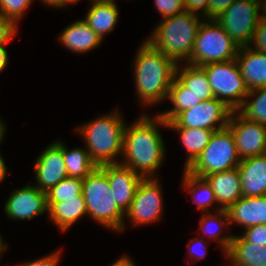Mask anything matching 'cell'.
Here are the masks:
<instances>
[{
  "mask_svg": "<svg viewBox=\"0 0 266 266\" xmlns=\"http://www.w3.org/2000/svg\"><path fill=\"white\" fill-rule=\"evenodd\" d=\"M253 50L266 54V18L261 17L248 45Z\"/></svg>",
  "mask_w": 266,
  "mask_h": 266,
  "instance_id": "836d02e7",
  "label": "cell"
},
{
  "mask_svg": "<svg viewBox=\"0 0 266 266\" xmlns=\"http://www.w3.org/2000/svg\"><path fill=\"white\" fill-rule=\"evenodd\" d=\"M240 162L233 133L226 127L214 131L209 144L187 171L204 178L209 174L235 169Z\"/></svg>",
  "mask_w": 266,
  "mask_h": 266,
  "instance_id": "52a82bcc",
  "label": "cell"
},
{
  "mask_svg": "<svg viewBox=\"0 0 266 266\" xmlns=\"http://www.w3.org/2000/svg\"><path fill=\"white\" fill-rule=\"evenodd\" d=\"M167 99L173 104V108L161 112L159 115L166 121L174 120L181 112L196 107L201 100L191 92L176 76L169 89Z\"/></svg>",
  "mask_w": 266,
  "mask_h": 266,
  "instance_id": "484cf974",
  "label": "cell"
},
{
  "mask_svg": "<svg viewBox=\"0 0 266 266\" xmlns=\"http://www.w3.org/2000/svg\"><path fill=\"white\" fill-rule=\"evenodd\" d=\"M5 215L14 220H31L48 211L46 192L34 185L14 190L4 205Z\"/></svg>",
  "mask_w": 266,
  "mask_h": 266,
  "instance_id": "4fadbf2b",
  "label": "cell"
},
{
  "mask_svg": "<svg viewBox=\"0 0 266 266\" xmlns=\"http://www.w3.org/2000/svg\"><path fill=\"white\" fill-rule=\"evenodd\" d=\"M215 194L220 209L227 210L242 197L238 167L229 171L209 174L204 177Z\"/></svg>",
  "mask_w": 266,
  "mask_h": 266,
  "instance_id": "ac0fdd59",
  "label": "cell"
},
{
  "mask_svg": "<svg viewBox=\"0 0 266 266\" xmlns=\"http://www.w3.org/2000/svg\"><path fill=\"white\" fill-rule=\"evenodd\" d=\"M62 142V156L69 177L85 179L97 165L91 160L87 149H71Z\"/></svg>",
  "mask_w": 266,
  "mask_h": 266,
  "instance_id": "4316f807",
  "label": "cell"
},
{
  "mask_svg": "<svg viewBox=\"0 0 266 266\" xmlns=\"http://www.w3.org/2000/svg\"><path fill=\"white\" fill-rule=\"evenodd\" d=\"M247 242L266 246V224L254 225L245 228V232L241 235Z\"/></svg>",
  "mask_w": 266,
  "mask_h": 266,
  "instance_id": "e575fe53",
  "label": "cell"
},
{
  "mask_svg": "<svg viewBox=\"0 0 266 266\" xmlns=\"http://www.w3.org/2000/svg\"><path fill=\"white\" fill-rule=\"evenodd\" d=\"M108 177L117 206L126 213L134 199L135 191L143 179L134 170L119 164L98 166Z\"/></svg>",
  "mask_w": 266,
  "mask_h": 266,
  "instance_id": "9a60e30c",
  "label": "cell"
},
{
  "mask_svg": "<svg viewBox=\"0 0 266 266\" xmlns=\"http://www.w3.org/2000/svg\"><path fill=\"white\" fill-rule=\"evenodd\" d=\"M125 125L116 109V112L76 128L85 139L86 149L97 166L119 164L116 158L122 155Z\"/></svg>",
  "mask_w": 266,
  "mask_h": 266,
  "instance_id": "277c9868",
  "label": "cell"
},
{
  "mask_svg": "<svg viewBox=\"0 0 266 266\" xmlns=\"http://www.w3.org/2000/svg\"><path fill=\"white\" fill-rule=\"evenodd\" d=\"M5 131H6L5 124L1 121V118H0V143L2 142L4 138Z\"/></svg>",
  "mask_w": 266,
  "mask_h": 266,
  "instance_id": "bcb514c9",
  "label": "cell"
},
{
  "mask_svg": "<svg viewBox=\"0 0 266 266\" xmlns=\"http://www.w3.org/2000/svg\"><path fill=\"white\" fill-rule=\"evenodd\" d=\"M47 205L49 217L60 231L68 230L82 216L87 215L83 195L61 202H47Z\"/></svg>",
  "mask_w": 266,
  "mask_h": 266,
  "instance_id": "603a6c76",
  "label": "cell"
},
{
  "mask_svg": "<svg viewBox=\"0 0 266 266\" xmlns=\"http://www.w3.org/2000/svg\"><path fill=\"white\" fill-rule=\"evenodd\" d=\"M179 132L181 143L187 151V159L184 169L187 170L199 157L209 144L214 130L190 128V127H167Z\"/></svg>",
  "mask_w": 266,
  "mask_h": 266,
  "instance_id": "cb8c5ba5",
  "label": "cell"
},
{
  "mask_svg": "<svg viewBox=\"0 0 266 266\" xmlns=\"http://www.w3.org/2000/svg\"><path fill=\"white\" fill-rule=\"evenodd\" d=\"M262 0H236L216 21L239 47L248 46L263 15Z\"/></svg>",
  "mask_w": 266,
  "mask_h": 266,
  "instance_id": "9c48e42d",
  "label": "cell"
},
{
  "mask_svg": "<svg viewBox=\"0 0 266 266\" xmlns=\"http://www.w3.org/2000/svg\"><path fill=\"white\" fill-rule=\"evenodd\" d=\"M252 101L247 98H254ZM237 111L246 119L266 126V87L250 90Z\"/></svg>",
  "mask_w": 266,
  "mask_h": 266,
  "instance_id": "f546056e",
  "label": "cell"
},
{
  "mask_svg": "<svg viewBox=\"0 0 266 266\" xmlns=\"http://www.w3.org/2000/svg\"><path fill=\"white\" fill-rule=\"evenodd\" d=\"M35 185L40 191L48 192L68 177L62 156V142L55 141L37 157L35 162Z\"/></svg>",
  "mask_w": 266,
  "mask_h": 266,
  "instance_id": "5bb4252c",
  "label": "cell"
},
{
  "mask_svg": "<svg viewBox=\"0 0 266 266\" xmlns=\"http://www.w3.org/2000/svg\"><path fill=\"white\" fill-rule=\"evenodd\" d=\"M225 256L230 266H266V246L247 242L242 236L233 235Z\"/></svg>",
  "mask_w": 266,
  "mask_h": 266,
  "instance_id": "44dd1931",
  "label": "cell"
},
{
  "mask_svg": "<svg viewBox=\"0 0 266 266\" xmlns=\"http://www.w3.org/2000/svg\"><path fill=\"white\" fill-rule=\"evenodd\" d=\"M17 26L4 15L0 14V44H7L17 32Z\"/></svg>",
  "mask_w": 266,
  "mask_h": 266,
  "instance_id": "d590c367",
  "label": "cell"
},
{
  "mask_svg": "<svg viewBox=\"0 0 266 266\" xmlns=\"http://www.w3.org/2000/svg\"><path fill=\"white\" fill-rule=\"evenodd\" d=\"M7 244L5 245L3 242H2V236L0 234V258H1V254H2V251L6 250L7 248Z\"/></svg>",
  "mask_w": 266,
  "mask_h": 266,
  "instance_id": "7dc6e473",
  "label": "cell"
},
{
  "mask_svg": "<svg viewBox=\"0 0 266 266\" xmlns=\"http://www.w3.org/2000/svg\"><path fill=\"white\" fill-rule=\"evenodd\" d=\"M236 0H209L208 20H216Z\"/></svg>",
  "mask_w": 266,
  "mask_h": 266,
  "instance_id": "8d00e7d4",
  "label": "cell"
},
{
  "mask_svg": "<svg viewBox=\"0 0 266 266\" xmlns=\"http://www.w3.org/2000/svg\"><path fill=\"white\" fill-rule=\"evenodd\" d=\"M154 3L162 19L180 14L185 10L182 0H154Z\"/></svg>",
  "mask_w": 266,
  "mask_h": 266,
  "instance_id": "d6a6232c",
  "label": "cell"
},
{
  "mask_svg": "<svg viewBox=\"0 0 266 266\" xmlns=\"http://www.w3.org/2000/svg\"><path fill=\"white\" fill-rule=\"evenodd\" d=\"M208 1L209 0H182L184 9L191 13L198 14L200 12L201 17L208 20Z\"/></svg>",
  "mask_w": 266,
  "mask_h": 266,
  "instance_id": "74e56055",
  "label": "cell"
},
{
  "mask_svg": "<svg viewBox=\"0 0 266 266\" xmlns=\"http://www.w3.org/2000/svg\"><path fill=\"white\" fill-rule=\"evenodd\" d=\"M232 111L223 101L214 97L181 112L174 120L167 122V127H190L218 131L228 126Z\"/></svg>",
  "mask_w": 266,
  "mask_h": 266,
  "instance_id": "30bf717a",
  "label": "cell"
},
{
  "mask_svg": "<svg viewBox=\"0 0 266 266\" xmlns=\"http://www.w3.org/2000/svg\"><path fill=\"white\" fill-rule=\"evenodd\" d=\"M202 68L207 74L214 97L233 111L237 110L249 92L237 60L211 63Z\"/></svg>",
  "mask_w": 266,
  "mask_h": 266,
  "instance_id": "ba28073f",
  "label": "cell"
},
{
  "mask_svg": "<svg viewBox=\"0 0 266 266\" xmlns=\"http://www.w3.org/2000/svg\"><path fill=\"white\" fill-rule=\"evenodd\" d=\"M264 1V2H263ZM262 1V12H263V17L266 18V0Z\"/></svg>",
  "mask_w": 266,
  "mask_h": 266,
  "instance_id": "c3c4849f",
  "label": "cell"
},
{
  "mask_svg": "<svg viewBox=\"0 0 266 266\" xmlns=\"http://www.w3.org/2000/svg\"><path fill=\"white\" fill-rule=\"evenodd\" d=\"M188 251L195 260L200 261L205 256L207 251L206 243L203 239L196 237V239H190ZM199 249V250H198Z\"/></svg>",
  "mask_w": 266,
  "mask_h": 266,
  "instance_id": "f35d334b",
  "label": "cell"
},
{
  "mask_svg": "<svg viewBox=\"0 0 266 266\" xmlns=\"http://www.w3.org/2000/svg\"><path fill=\"white\" fill-rule=\"evenodd\" d=\"M91 7L84 21L103 40L106 33H110L119 18V10L115 1L92 0Z\"/></svg>",
  "mask_w": 266,
  "mask_h": 266,
  "instance_id": "7402d4cb",
  "label": "cell"
},
{
  "mask_svg": "<svg viewBox=\"0 0 266 266\" xmlns=\"http://www.w3.org/2000/svg\"><path fill=\"white\" fill-rule=\"evenodd\" d=\"M239 48L216 20H206L198 29L193 50L186 63L203 67L211 63L234 60Z\"/></svg>",
  "mask_w": 266,
  "mask_h": 266,
  "instance_id": "8992f818",
  "label": "cell"
},
{
  "mask_svg": "<svg viewBox=\"0 0 266 266\" xmlns=\"http://www.w3.org/2000/svg\"><path fill=\"white\" fill-rule=\"evenodd\" d=\"M83 179L66 177L46 192L47 202H61L82 195Z\"/></svg>",
  "mask_w": 266,
  "mask_h": 266,
  "instance_id": "4dcf8cb0",
  "label": "cell"
},
{
  "mask_svg": "<svg viewBox=\"0 0 266 266\" xmlns=\"http://www.w3.org/2000/svg\"><path fill=\"white\" fill-rule=\"evenodd\" d=\"M216 212V214L202 212L200 220L201 227L199 228L203 233L208 235V237L213 238L214 241H218L220 244L219 246L223 248V253H226L230 247L233 236L227 235L221 237L219 235L222 233V227H227V225L230 224L229 214L227 210L222 209H218Z\"/></svg>",
  "mask_w": 266,
  "mask_h": 266,
  "instance_id": "83f0119b",
  "label": "cell"
},
{
  "mask_svg": "<svg viewBox=\"0 0 266 266\" xmlns=\"http://www.w3.org/2000/svg\"><path fill=\"white\" fill-rule=\"evenodd\" d=\"M82 195L88 216L105 228L124 230L125 213L117 206L108 177L98 166L83 179Z\"/></svg>",
  "mask_w": 266,
  "mask_h": 266,
  "instance_id": "5b68a950",
  "label": "cell"
},
{
  "mask_svg": "<svg viewBox=\"0 0 266 266\" xmlns=\"http://www.w3.org/2000/svg\"><path fill=\"white\" fill-rule=\"evenodd\" d=\"M4 47L5 44H0V72H2L7 67L9 59L7 49Z\"/></svg>",
  "mask_w": 266,
  "mask_h": 266,
  "instance_id": "60d3db41",
  "label": "cell"
},
{
  "mask_svg": "<svg viewBox=\"0 0 266 266\" xmlns=\"http://www.w3.org/2000/svg\"><path fill=\"white\" fill-rule=\"evenodd\" d=\"M238 169L243 197L266 195V154L241 160Z\"/></svg>",
  "mask_w": 266,
  "mask_h": 266,
  "instance_id": "2e32d148",
  "label": "cell"
},
{
  "mask_svg": "<svg viewBox=\"0 0 266 266\" xmlns=\"http://www.w3.org/2000/svg\"><path fill=\"white\" fill-rule=\"evenodd\" d=\"M157 125L167 127V122L158 114L142 115L129 127L125 125L123 136L124 162L121 165L134 170L142 178H154L165 158V146Z\"/></svg>",
  "mask_w": 266,
  "mask_h": 266,
  "instance_id": "6da1fadb",
  "label": "cell"
},
{
  "mask_svg": "<svg viewBox=\"0 0 266 266\" xmlns=\"http://www.w3.org/2000/svg\"><path fill=\"white\" fill-rule=\"evenodd\" d=\"M233 133L241 160L266 154V126L232 111L228 126Z\"/></svg>",
  "mask_w": 266,
  "mask_h": 266,
  "instance_id": "7c38bea8",
  "label": "cell"
},
{
  "mask_svg": "<svg viewBox=\"0 0 266 266\" xmlns=\"http://www.w3.org/2000/svg\"><path fill=\"white\" fill-rule=\"evenodd\" d=\"M182 179V185L186 190H190L189 192L192 193V199L198 205V209L210 213L208 207L214 202L217 203V201L208 181L205 178L191 174L185 169Z\"/></svg>",
  "mask_w": 266,
  "mask_h": 266,
  "instance_id": "f1b7e54d",
  "label": "cell"
},
{
  "mask_svg": "<svg viewBox=\"0 0 266 266\" xmlns=\"http://www.w3.org/2000/svg\"><path fill=\"white\" fill-rule=\"evenodd\" d=\"M111 266H136V264L133 262V260L130 259V257L123 256L119 258L114 264Z\"/></svg>",
  "mask_w": 266,
  "mask_h": 266,
  "instance_id": "b9f144b4",
  "label": "cell"
},
{
  "mask_svg": "<svg viewBox=\"0 0 266 266\" xmlns=\"http://www.w3.org/2000/svg\"><path fill=\"white\" fill-rule=\"evenodd\" d=\"M137 51L134 60L137 96L143 105H155L168 97L179 64L147 40Z\"/></svg>",
  "mask_w": 266,
  "mask_h": 266,
  "instance_id": "7a4b0ae2",
  "label": "cell"
},
{
  "mask_svg": "<svg viewBox=\"0 0 266 266\" xmlns=\"http://www.w3.org/2000/svg\"><path fill=\"white\" fill-rule=\"evenodd\" d=\"M176 77L201 101L214 98L207 74L202 67L185 63L181 69L177 65Z\"/></svg>",
  "mask_w": 266,
  "mask_h": 266,
  "instance_id": "d4e9b609",
  "label": "cell"
},
{
  "mask_svg": "<svg viewBox=\"0 0 266 266\" xmlns=\"http://www.w3.org/2000/svg\"><path fill=\"white\" fill-rule=\"evenodd\" d=\"M200 15L184 10L182 13L162 19L146 40L177 64L187 62L193 50L201 25ZM185 60V61H184Z\"/></svg>",
  "mask_w": 266,
  "mask_h": 266,
  "instance_id": "3957f363",
  "label": "cell"
},
{
  "mask_svg": "<svg viewBox=\"0 0 266 266\" xmlns=\"http://www.w3.org/2000/svg\"><path fill=\"white\" fill-rule=\"evenodd\" d=\"M31 2L32 0H0V14L18 26L19 19L22 18Z\"/></svg>",
  "mask_w": 266,
  "mask_h": 266,
  "instance_id": "1f68e13d",
  "label": "cell"
},
{
  "mask_svg": "<svg viewBox=\"0 0 266 266\" xmlns=\"http://www.w3.org/2000/svg\"><path fill=\"white\" fill-rule=\"evenodd\" d=\"M60 252H55L50 254L49 256L46 255L45 257H42L41 259H37L34 261H31L26 264H22L20 266H57L59 262Z\"/></svg>",
  "mask_w": 266,
  "mask_h": 266,
  "instance_id": "ab89813d",
  "label": "cell"
},
{
  "mask_svg": "<svg viewBox=\"0 0 266 266\" xmlns=\"http://www.w3.org/2000/svg\"><path fill=\"white\" fill-rule=\"evenodd\" d=\"M43 1L47 6H53L54 8L60 7V0H41Z\"/></svg>",
  "mask_w": 266,
  "mask_h": 266,
  "instance_id": "ee69618b",
  "label": "cell"
},
{
  "mask_svg": "<svg viewBox=\"0 0 266 266\" xmlns=\"http://www.w3.org/2000/svg\"><path fill=\"white\" fill-rule=\"evenodd\" d=\"M58 39L66 49L76 53H85L95 49L103 41L83 19L68 25Z\"/></svg>",
  "mask_w": 266,
  "mask_h": 266,
  "instance_id": "ffe728a7",
  "label": "cell"
},
{
  "mask_svg": "<svg viewBox=\"0 0 266 266\" xmlns=\"http://www.w3.org/2000/svg\"><path fill=\"white\" fill-rule=\"evenodd\" d=\"M236 60L249 91L266 87V54L242 46Z\"/></svg>",
  "mask_w": 266,
  "mask_h": 266,
  "instance_id": "e0dca14e",
  "label": "cell"
},
{
  "mask_svg": "<svg viewBox=\"0 0 266 266\" xmlns=\"http://www.w3.org/2000/svg\"><path fill=\"white\" fill-rule=\"evenodd\" d=\"M160 186L155 177L143 178L138 184L131 206L125 213L135 226L161 219L163 196Z\"/></svg>",
  "mask_w": 266,
  "mask_h": 266,
  "instance_id": "8fae6325",
  "label": "cell"
},
{
  "mask_svg": "<svg viewBox=\"0 0 266 266\" xmlns=\"http://www.w3.org/2000/svg\"><path fill=\"white\" fill-rule=\"evenodd\" d=\"M7 172H8V169L5 165L3 157L0 154V183L2 180H4Z\"/></svg>",
  "mask_w": 266,
  "mask_h": 266,
  "instance_id": "7bdbcfd3",
  "label": "cell"
},
{
  "mask_svg": "<svg viewBox=\"0 0 266 266\" xmlns=\"http://www.w3.org/2000/svg\"><path fill=\"white\" fill-rule=\"evenodd\" d=\"M79 0H60V7H66L68 4L77 3ZM92 1V0H89Z\"/></svg>",
  "mask_w": 266,
  "mask_h": 266,
  "instance_id": "f6af8a7d",
  "label": "cell"
},
{
  "mask_svg": "<svg viewBox=\"0 0 266 266\" xmlns=\"http://www.w3.org/2000/svg\"><path fill=\"white\" fill-rule=\"evenodd\" d=\"M229 221L248 228L266 224V195L257 197H241L228 209Z\"/></svg>",
  "mask_w": 266,
  "mask_h": 266,
  "instance_id": "d6986e66",
  "label": "cell"
}]
</instances>
